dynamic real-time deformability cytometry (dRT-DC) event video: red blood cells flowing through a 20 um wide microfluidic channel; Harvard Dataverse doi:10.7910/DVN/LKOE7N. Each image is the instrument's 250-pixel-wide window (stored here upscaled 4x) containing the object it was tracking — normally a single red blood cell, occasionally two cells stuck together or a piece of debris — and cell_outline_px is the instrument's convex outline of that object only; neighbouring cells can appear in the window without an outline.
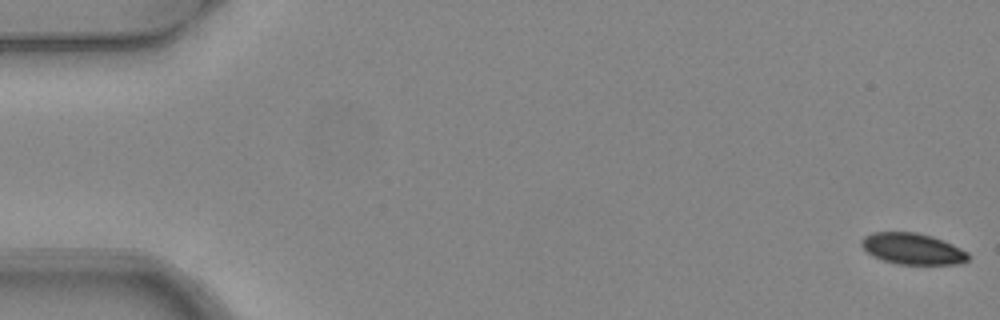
{"species": "common noctule bat (a hibernating species)", "species_latin": "Nyctalus noctula", "temperature_condition": "warm", "stored_images_in_passage": 5, "camera_frame_rate_fps": 3000, "um_per_image_px": 0.085, "animal": {"sex": "female", "body_mass_g": 24.6, "forearm_length_mm": 56.2}, "frame": {"image": 1, "passage_image": 1, "time_ms": 0.0, "image_size_px": [1000, 320], "cell_outline_px": [[968, 260], [960, 264], [900, 264], [884, 260], [872, 256], [860, 244], [860, 240], [864, 236], [872, 232], [916, 232], [932, 236], [944, 240], [968, 252]], "centroid_in_image_um": [77.56, 21.14], "position_along_channel_um": 7.4, "area_um2": 19.42}}
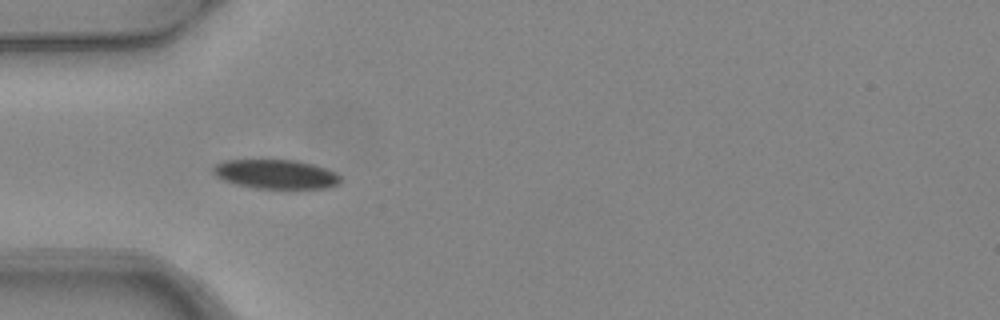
{"frame": {"image": 2, "passage_image": 5, "time_ms": 1.333, "image_size_px": [1000, 320], "cell_outline_px": [[340, 184], [328, 188], [252, 188], [236, 184], [224, 180], [216, 176], [212, 172], [212, 168], [216, 164], [224, 160], [296, 160], [312, 164], [336, 172], [340, 176]], "centroid_in_image_um": [23.44, 14.8], "position_along_channel_um": 61.6, "area_um2": 21.68}}